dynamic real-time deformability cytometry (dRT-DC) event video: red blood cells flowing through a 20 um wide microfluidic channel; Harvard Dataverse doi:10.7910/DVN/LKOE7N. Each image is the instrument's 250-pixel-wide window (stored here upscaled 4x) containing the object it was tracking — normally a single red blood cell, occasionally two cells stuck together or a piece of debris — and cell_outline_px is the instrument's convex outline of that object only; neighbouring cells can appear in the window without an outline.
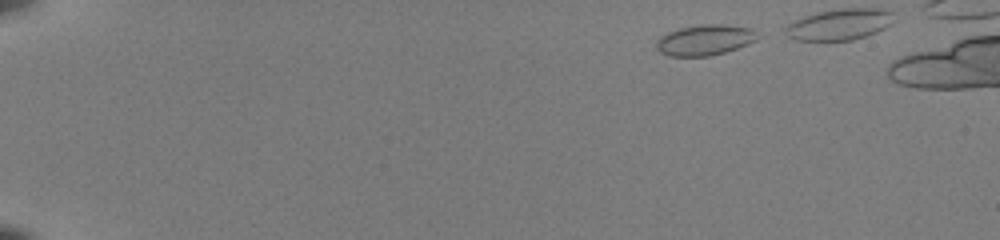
{"species": "common noctule bat (a hibernating species)", "species_latin": "Nyctalus noctula", "temperature_condition": "room temperature", "stored_images_in_passage": 42, "camera_frame_rate_fps": 3000, "um_per_image_px": 0.085, "animal": {"sex": "female", "body_mass_g": 22.0, "forearm_length_mm": 56.7}, "frame": {"image": 1, "passage_image": 2, "time_ms": 0.333, "image_size_px": [1000, 240], "cell_outline_px": [[760, 36], [756, 40], [748, 44], [724, 52], [708, 56], [668, 56], [660, 52], [656, 48], [656, 40], [660, 36], [668, 32], [680, 28], [700, 24], [720, 24], [752, 28]], "centroid_in_image_um": [59.9, 3.39], "position_along_channel_um": 25.1, "area_um2": 18.09}}
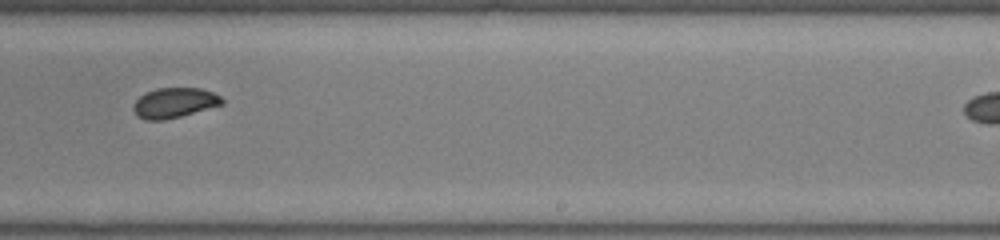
{"frame": {"image": 2, "passage_image": 30, "time_ms": 9.667, "image_size_px": [1000, 240], "cell_outline_px": [[224, 104], [180, 116], [164, 120], [144, 120], [136, 116], [132, 108], [132, 104], [140, 96], [156, 88], [200, 88], [212, 92], [220, 96], [224, 100]], "centroid_in_image_um": [14.79, 8.74], "position_along_channel_um": 274.2, "area_um2": 15.55}}
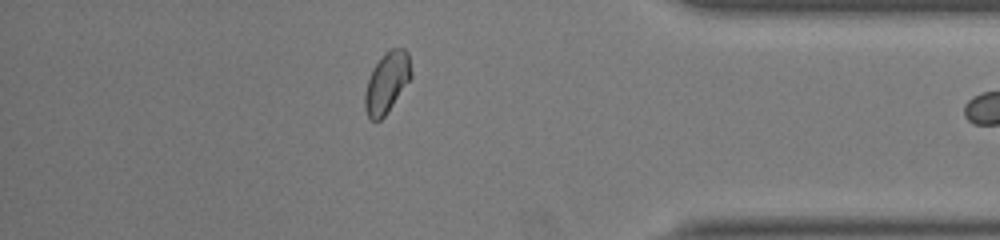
{"frame": {"image": 3, "passage_image": 41, "time_ms": 13.333, "image_size_px": [1000, 240], "cell_outline_px": [[412, 76], [384, 116], [380, 120], [372, 120], [368, 116], [364, 108], [364, 92], [372, 68], [384, 52], [392, 48], [404, 48], [408, 52], [412, 72]], "centroid_in_image_um": [32.87, 6.98], "position_along_channel_um": 402.3, "area_um2": 16.3}}